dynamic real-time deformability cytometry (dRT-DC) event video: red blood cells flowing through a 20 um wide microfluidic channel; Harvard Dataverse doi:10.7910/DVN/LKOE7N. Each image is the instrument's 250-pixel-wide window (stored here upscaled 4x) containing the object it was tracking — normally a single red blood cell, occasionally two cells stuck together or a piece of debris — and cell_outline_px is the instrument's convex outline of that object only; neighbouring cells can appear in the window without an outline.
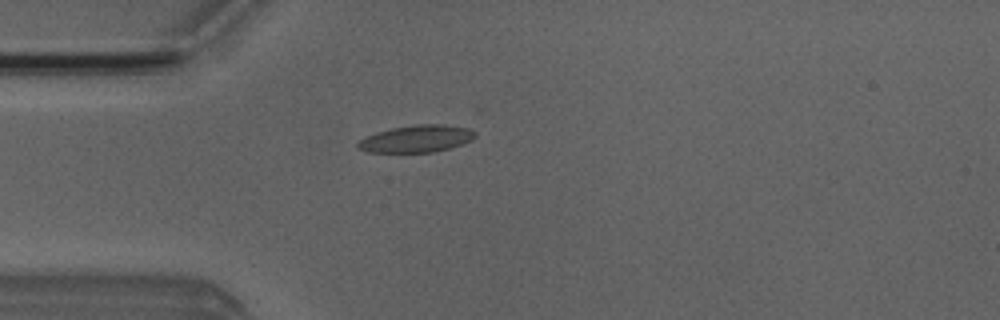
{"species": "Egyptian fruit bat (a non-hibernating species)", "species_latin": "Rousettus aegyptiacus", "temperature_condition": "room temperature", "stored_images_in_passage": 2, "camera_frame_rate_fps": 3000, "um_per_image_px": 0.085, "animal": {"sex": "male"}, "frame": {"image": 1, "passage_image": 2, "time_ms": 1.333, "image_size_px": [1000, 320], "cell_outline_px": [[476, 136], [472, 140], [448, 148], [432, 152], [368, 152], [356, 148], [356, 144], [364, 136], [376, 132], [392, 128], [416, 124], [444, 124], [468, 128], [476, 132]], "centroid_in_image_um": [35.37, 11.78], "position_along_channel_um": 49.6, "area_um2": 18.55}}